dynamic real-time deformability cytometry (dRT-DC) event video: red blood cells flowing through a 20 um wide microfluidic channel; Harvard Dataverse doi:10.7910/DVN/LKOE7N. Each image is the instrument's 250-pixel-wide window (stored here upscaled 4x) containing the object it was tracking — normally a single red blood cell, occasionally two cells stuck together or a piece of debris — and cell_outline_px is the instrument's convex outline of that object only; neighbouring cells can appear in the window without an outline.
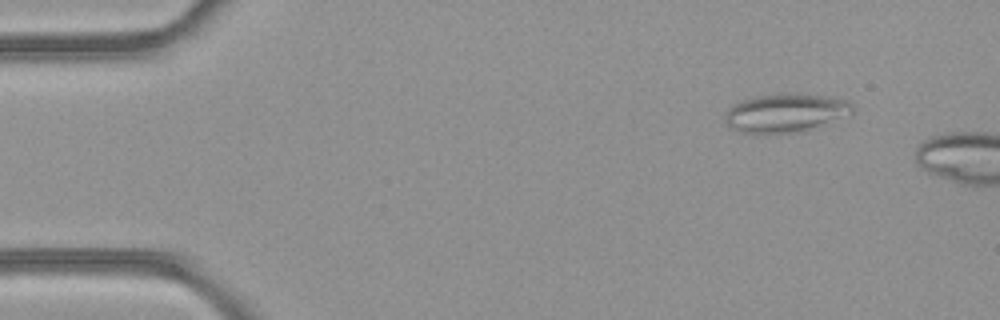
{"species": "common noctule bat (a hibernating species)", "species_latin": "Nyctalus noctula", "temperature_condition": "room temperature", "stored_images_in_passage": 6, "camera_frame_rate_fps": 3000, "um_per_image_px": 0.085, "animal": {"sex": "female", "body_mass_g": 21.9}, "frame": {"image": 1, "passage_image": 2, "time_ms": 0.333, "image_size_px": [1000, 320], "cell_outline_px": [[856, 108], [852, 112], [800, 132], [740, 132], [728, 128], [724, 120], [724, 116], [728, 108], [732, 104], [756, 96], [832, 96], [848, 100]], "centroid_in_image_um": [66.71, 9.62], "position_along_channel_um": 18.3, "area_um2": 27.4}}